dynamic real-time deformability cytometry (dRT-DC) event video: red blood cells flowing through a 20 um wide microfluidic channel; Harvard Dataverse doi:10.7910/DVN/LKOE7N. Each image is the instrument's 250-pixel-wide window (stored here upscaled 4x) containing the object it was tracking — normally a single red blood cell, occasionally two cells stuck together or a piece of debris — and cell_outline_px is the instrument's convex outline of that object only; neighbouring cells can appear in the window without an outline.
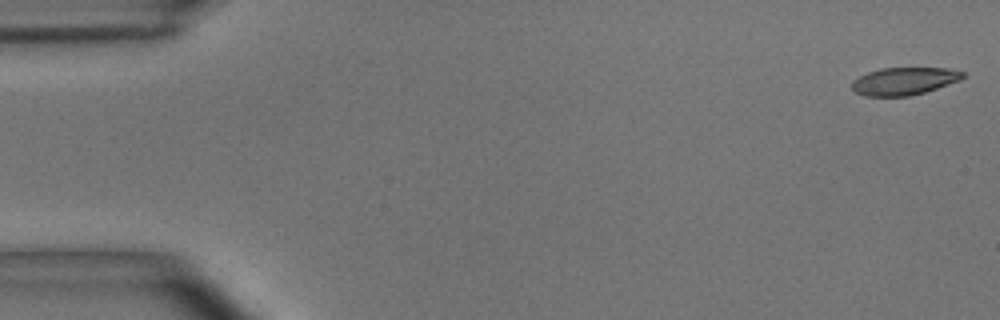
{"species": "common noctule bat (a hibernating species)", "species_latin": "Nyctalus noctula", "temperature_condition": "room temperature", "stored_images_in_passage": 54, "camera_frame_rate_fps": 3000, "um_per_image_px": 0.085, "animal": {"sex": "male", "body_mass_g": 15.6}, "frame": {"image": 1, "passage_image": 1, "time_ms": 0.0, "image_size_px": [1000, 320], "cell_outline_px": [[964, 76], [960, 80], [924, 92], [908, 96], [864, 96], [856, 92], [852, 88], [852, 80], [868, 72], [880, 68], [948, 68], [964, 72]], "centroid_in_image_um": [76.83, 6.89], "position_along_channel_um": 8.2, "area_um2": 17.69}}
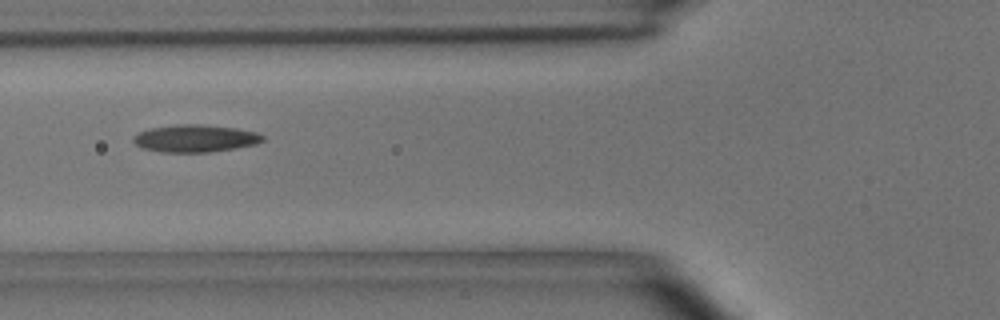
{"frame": {"image": 2, "passage_image": 20, "time_ms": 6.333, "image_size_px": [1000, 320], "cell_outline_px": [[264, 140], [256, 144], [236, 148], [208, 152], [160, 152], [144, 148], [136, 144], [132, 140], [132, 136], [148, 128], [176, 124], [196, 124], [236, 128], [256, 132], [264, 136]], "centroid_in_image_um": [16.58, 11.76], "position_along_channel_um": 109.2, "area_um2": 20.63}}
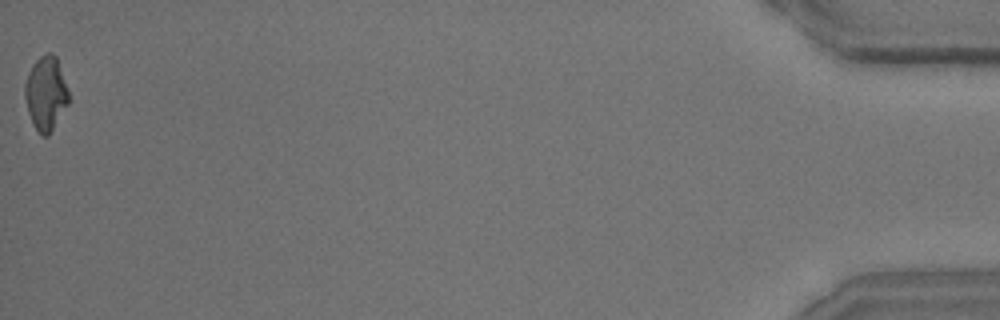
{"frame": {"image": 3, "passage_image": 54, "time_ms": 17.667, "image_size_px": [1000, 320], "cell_outline_px": [[68, 104], [48, 136], [40, 136], [32, 124], [28, 112], [24, 96], [24, 84], [28, 72], [32, 64], [40, 56], [48, 52], [52, 52], [56, 56], [68, 88]], "centroid_in_image_um": [3.88, 7.93], "position_along_channel_um": 431.3, "area_um2": 19.02}, "authors_computed_cell_mechanics": {"area_um2": 19.2763, "velocity_mm_per_s": 3.6746, "shape_relaxation_time_tau1_ms": 5.591, "shape_relaxation_time_tau2_ms": 2.4027, "deformation_change_tau1": 0.1804, "deformation_change_tau2": 0.1104}}